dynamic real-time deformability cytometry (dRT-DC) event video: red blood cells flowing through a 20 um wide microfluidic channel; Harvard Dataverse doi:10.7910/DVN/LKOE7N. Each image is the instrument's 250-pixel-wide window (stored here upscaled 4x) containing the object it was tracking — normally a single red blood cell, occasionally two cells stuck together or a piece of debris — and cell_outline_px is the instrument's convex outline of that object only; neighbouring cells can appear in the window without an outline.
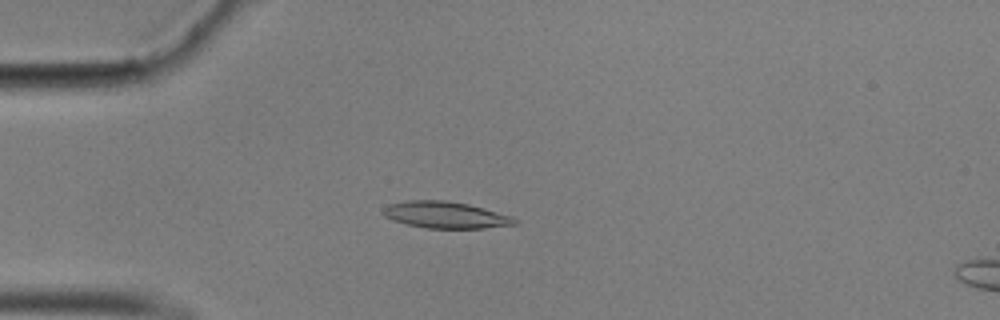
{"species": "common noctule bat (a hibernating species)", "species_latin": "Nyctalus noctula", "temperature_condition": "cold", "stored_images_in_passage": 38, "camera_frame_rate_fps": 3000, "um_per_image_px": 0.085, "animal": {"sex": "male", "body_mass_g": 17.9}, "frame": {"image": 1, "passage_image": 4, "time_ms": 1.0, "image_size_px": [1000, 320], "cell_outline_px": [[520, 224], [484, 228], [428, 228], [408, 224], [384, 216], [380, 212], [388, 204], [408, 200], [444, 200], [468, 204], [512, 216], [520, 220]], "centroid_in_image_um": [37.91, 18.26], "position_along_channel_um": 47.1, "area_um2": 20.4}}
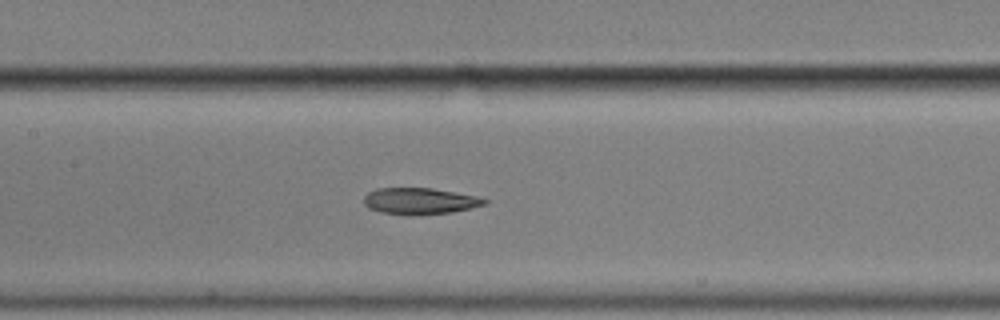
{"frame": {"image": 2, "passage_image": 16, "time_ms": 5.0, "image_size_px": [1000, 320], "cell_outline_px": [[488, 204], [452, 212], [380, 212], [368, 208], [364, 204], [364, 196], [368, 192], [376, 188], [432, 188], [476, 196], [488, 200]], "centroid_in_image_um": [35.69, 17.04], "position_along_channel_um": 171.7, "area_um2": 17.69}}
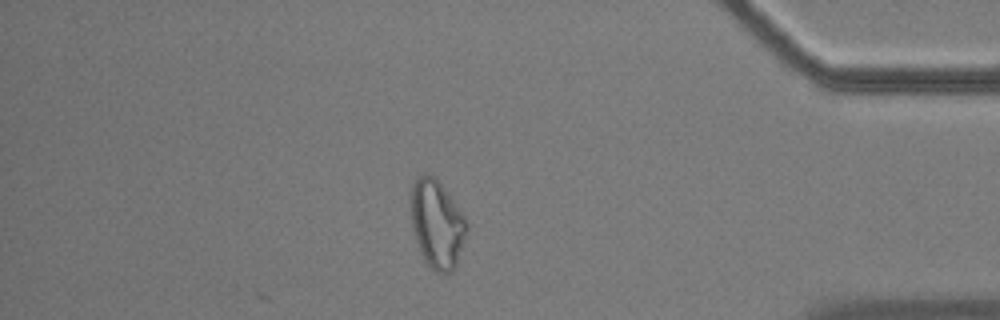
{"frame": {"image": 3, "passage_image": 38, "time_ms": 12.333, "image_size_px": [1000, 320], "cell_outline_px": [[468, 232], [456, 264], [452, 272], [436, 272], [424, 260], [416, 240], [412, 228], [412, 184], [420, 176], [428, 172], [436, 176], [464, 216], [468, 224]], "centroid_in_image_um": [37.17, 19.03], "position_along_channel_um": 398.0, "area_um2": 28.44}, "authors_computed_cell_mechanics": {"area_um2": 18.9006, "velocity_mm_per_s": 3.5227, "shape_relaxation_time_tau1_ms": null, "shape_relaxation_time_tau2_ms": 9.1434, "deformation_change_tau1": null, "deformation_change_tau2": 0.2166}}